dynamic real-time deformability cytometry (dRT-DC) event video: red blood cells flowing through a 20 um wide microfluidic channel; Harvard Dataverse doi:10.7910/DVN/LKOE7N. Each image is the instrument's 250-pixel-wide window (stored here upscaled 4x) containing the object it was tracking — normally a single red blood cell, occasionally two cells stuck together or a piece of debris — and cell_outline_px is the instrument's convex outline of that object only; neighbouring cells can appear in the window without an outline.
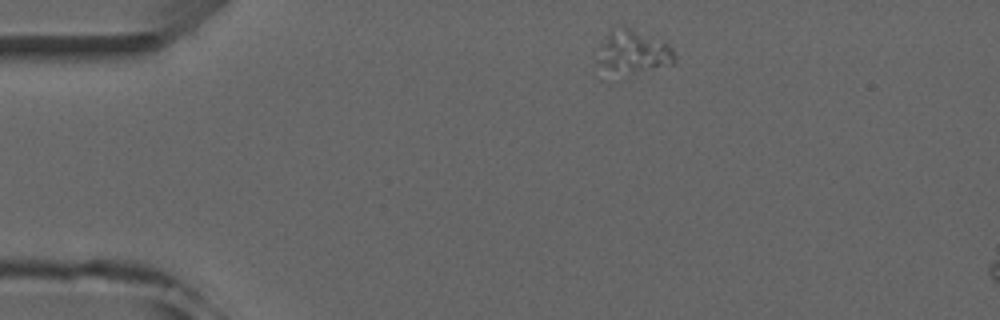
{"species": "common noctule bat (a hibernating species)", "species_latin": "Nyctalus noctula", "temperature_condition": "room temperature", "stored_images_in_passage": 3, "camera_frame_rate_fps": 3000, "um_per_image_px": 0.085, "animal": {"sex": "male", "forearm_length_mm": 52.5}, "frame": {"image": 1, "passage_image": 1, "time_ms": 0.0, "image_size_px": [1000, 320], "cell_outline_px": [[676, 60], [672, 64], [640, 68], [608, 68], [596, 60], [608, 36], [620, 24], [624, 24], [664, 40], [672, 48], [676, 56]], "centroid_in_image_um": [53.95, 4.24], "position_along_channel_um": 31.0, "area_um2": 17.57}}